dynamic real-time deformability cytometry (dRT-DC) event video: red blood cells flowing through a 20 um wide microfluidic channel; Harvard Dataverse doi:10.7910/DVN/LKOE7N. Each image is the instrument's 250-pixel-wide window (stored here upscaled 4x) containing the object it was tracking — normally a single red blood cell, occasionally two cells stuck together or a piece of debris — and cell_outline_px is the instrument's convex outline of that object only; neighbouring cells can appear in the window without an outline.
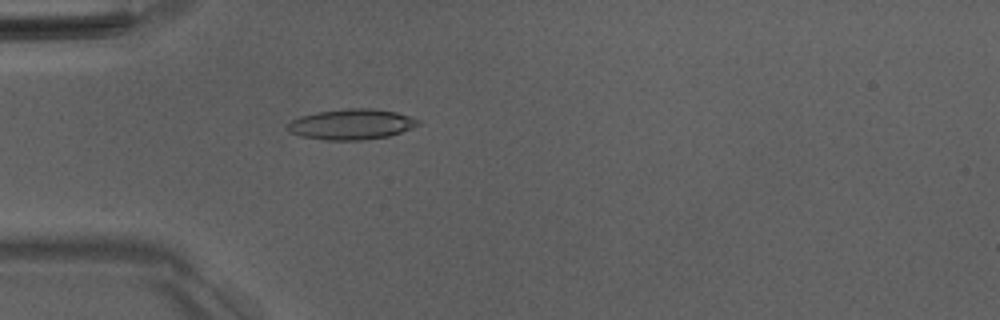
{"species": "Egyptian fruit bat (a non-hibernating species)", "species_latin": "Rousettus aegyptiacus", "temperature_condition": "room temperature", "stored_images_in_passage": 52, "camera_frame_rate_fps": 3000, "um_per_image_px": 0.085, "animal": {"sex": "male"}, "frame": {"image": 1, "passage_image": 16, "time_ms": 5.0, "image_size_px": [1000, 320], "cell_outline_px": [[420, 124], [412, 128], [388, 136], [360, 140], [324, 140], [300, 136], [288, 132], [288, 124], [292, 120], [300, 116], [316, 112], [352, 108], [368, 108], [396, 112], [420, 120]], "centroid_in_image_um": [29.85, 10.57], "position_along_channel_um": 55.1, "area_um2": 23.06}}
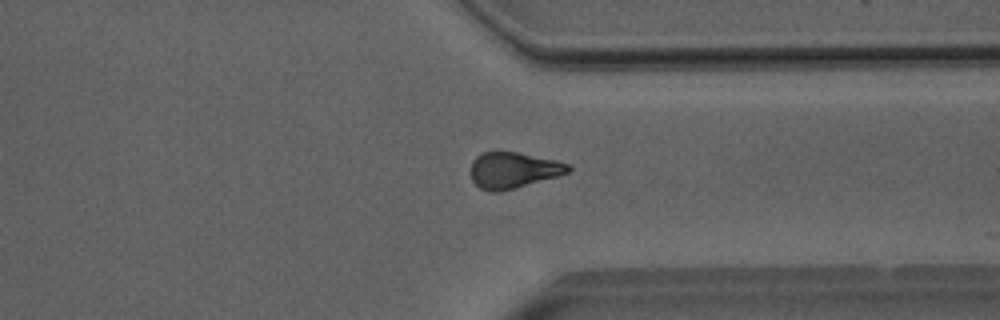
{"frame": {"image": 2, "passage_image": 40, "time_ms": 13.0, "image_size_px": [1000, 320], "cell_outline_px": [[572, 168], [568, 172], [560, 176], [500, 192], [488, 192], [480, 188], [472, 180], [472, 160], [476, 156], [484, 152], [516, 152], [556, 160], [572, 164]], "centroid_in_image_um": [43.67, 14.48], "position_along_channel_um": 367.7, "area_um2": 20.58}}
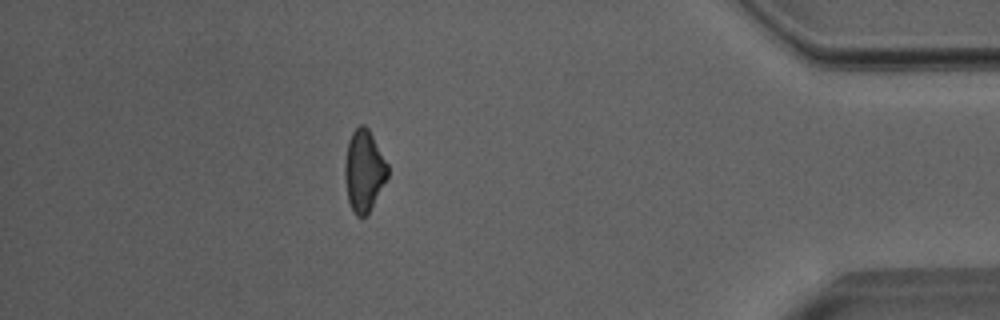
{"frame": {"image": 3, "passage_image": 46, "time_ms": 15.0, "image_size_px": [1000, 320], "cell_outline_px": [[388, 176], [368, 212], [364, 216], [356, 216], [348, 200], [344, 176], [344, 164], [348, 140], [352, 132], [360, 124], [364, 124], [368, 128], [388, 164]], "centroid_in_image_um": [30.92, 14.47], "position_along_channel_um": 404.3, "area_um2": 20.11}, "authors_computed_cell_mechanics": {"area_um2": 21.4438, "velocity_mm_per_s": 4.0188, "shape_relaxation_time_tau1_ms": null, "shape_relaxation_time_tau2_ms": 5.0659, "deformation_change_tau1": null, "deformation_change_tau2": 0.1343}}